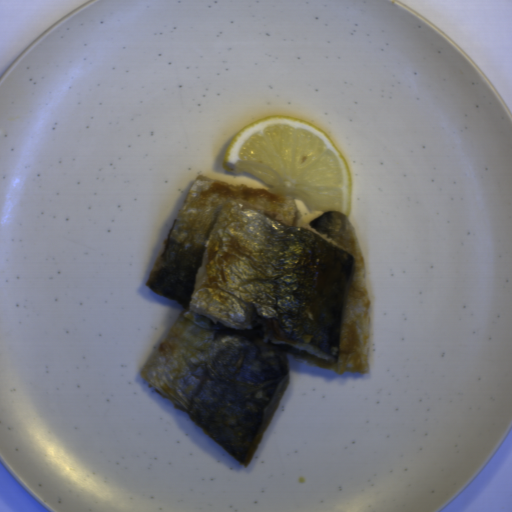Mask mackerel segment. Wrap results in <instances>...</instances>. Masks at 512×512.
Wrapping results in <instances>:
<instances>
[{
    "mask_svg": "<svg viewBox=\"0 0 512 512\" xmlns=\"http://www.w3.org/2000/svg\"><path fill=\"white\" fill-rule=\"evenodd\" d=\"M146 285L183 308L140 375L241 465L289 377V354L369 373L371 304L356 229L256 180L196 176Z\"/></svg>",
    "mask_w": 512,
    "mask_h": 512,
    "instance_id": "1",
    "label": "mackerel segment"
}]
</instances>
